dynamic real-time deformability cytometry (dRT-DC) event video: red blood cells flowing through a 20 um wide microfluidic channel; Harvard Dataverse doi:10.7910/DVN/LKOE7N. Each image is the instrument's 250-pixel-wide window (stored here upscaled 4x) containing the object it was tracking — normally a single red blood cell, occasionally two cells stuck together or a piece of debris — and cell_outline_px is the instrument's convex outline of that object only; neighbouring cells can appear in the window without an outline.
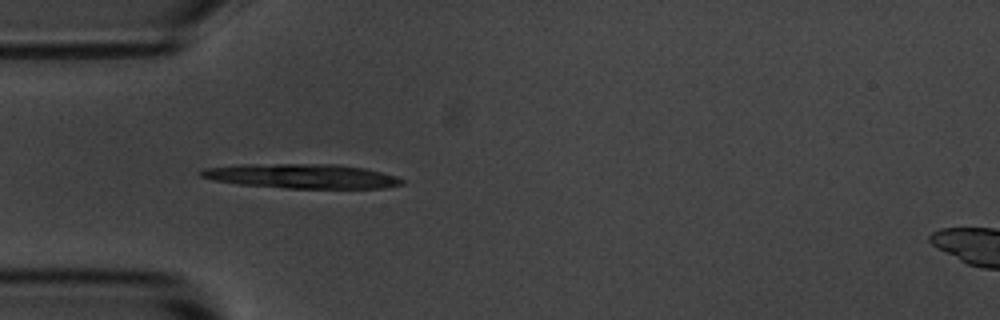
{"species": "common noctule bat (a hibernating species)", "species_latin": "Nyctalus noctula", "temperature_condition": "room temperature", "stored_images_in_passage": 6, "segment_of_instrument_passage": [1, 2], "camera_frame_rate_fps": 3000, "um_per_image_px": 0.085, "animal": {"sex": "male", "body_mass_g": 20.1, "forearm_length_mm": 53.5}, "frame": {"image": 1, "passage_image": 5, "time_ms": 4.667, "image_size_px": [1000, 320], "cell_outline_px": [[404, 184], [384, 188], [288, 188], [240, 184], [216, 180], [200, 176], [200, 172], [204, 168], [240, 164], [336, 164], [364, 168], [396, 176], [404, 180]], "centroid_in_image_um": [25.68, 14.97], "position_along_channel_um": 59.3, "area_um2": 28.44}}